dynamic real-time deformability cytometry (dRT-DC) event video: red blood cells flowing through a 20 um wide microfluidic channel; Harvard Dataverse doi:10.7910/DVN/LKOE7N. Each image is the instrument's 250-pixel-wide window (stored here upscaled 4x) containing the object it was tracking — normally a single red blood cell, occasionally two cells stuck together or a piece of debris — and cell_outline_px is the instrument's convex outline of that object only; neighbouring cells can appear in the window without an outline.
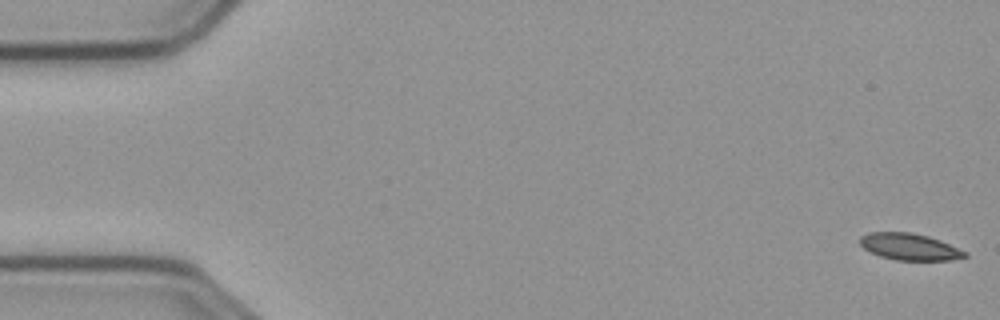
{"species": "common noctule bat (a hibernating species)", "species_latin": "Nyctalus noctula", "temperature_condition": "cold", "stored_images_in_passage": 58, "segment_of_instrument_passage": [1, 2], "camera_frame_rate_fps": 3000, "um_per_image_px": 0.085, "animal": {"sex": "male", "body_mass_g": 23.1, "forearm_length_mm": 52.7}, "frame": {"image": 1, "passage_image": 1, "time_ms": 0.0, "image_size_px": [1000, 320], "cell_outline_px": [[968, 256], [952, 260], [896, 260], [880, 256], [864, 248], [860, 244], [860, 236], [868, 232], [912, 232], [928, 236], [940, 240], [968, 252]], "centroid_in_image_um": [77.33, 20.97], "position_along_channel_um": 7.7, "area_um2": 16.36}}
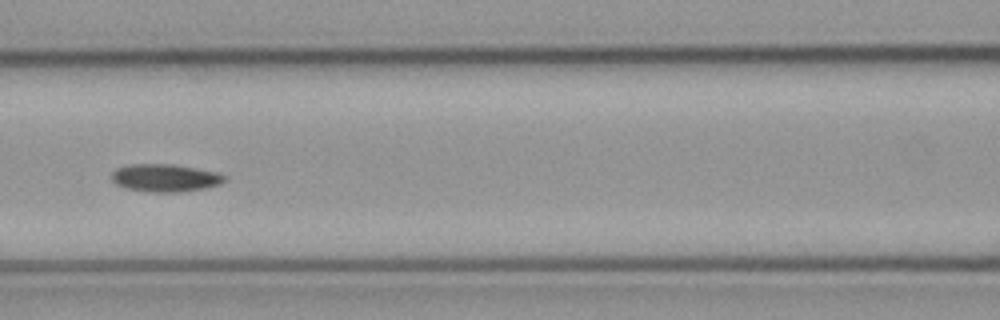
{"frame": {"image": 2, "passage_image": 25, "time_ms": 8.0, "image_size_px": [1000, 320], "cell_outline_px": [[228, 180], [220, 184], [204, 188], [184, 192], [152, 192], [128, 188], [116, 184], [112, 180], [112, 172], [116, 168], [132, 164], [172, 164], [216, 172], [224, 176]], "centroid_in_image_um": [14.04, 15.12], "position_along_channel_um": 152.6, "area_um2": 18.09}}
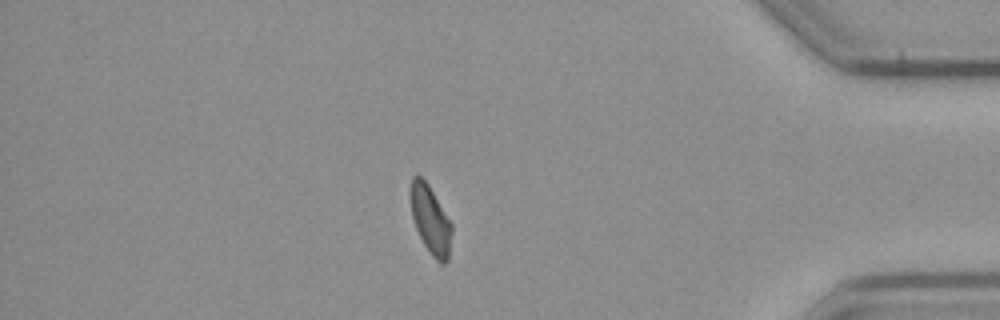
{"frame": {"image": 3, "passage_image": 49, "time_ms": 16.0, "image_size_px": [1000, 320], "cell_outline_px": [[452, 232], [448, 260], [444, 264], [440, 264], [432, 256], [424, 244], [416, 228], [412, 216], [408, 192], [412, 176], [420, 176], [428, 184], [452, 224]], "centroid_in_image_um": [36.57, 18.67], "position_along_channel_um": 398.6, "area_um2": 16.47}}